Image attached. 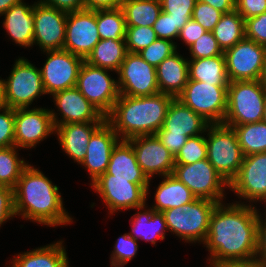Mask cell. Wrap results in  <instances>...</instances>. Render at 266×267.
Returning <instances> with one entry per match:
<instances>
[{"instance_id":"37","label":"cell","mask_w":266,"mask_h":267,"mask_svg":"<svg viewBox=\"0 0 266 267\" xmlns=\"http://www.w3.org/2000/svg\"><path fill=\"white\" fill-rule=\"evenodd\" d=\"M207 158L206 137L202 134L189 137L175 156V164H193Z\"/></svg>"},{"instance_id":"38","label":"cell","mask_w":266,"mask_h":267,"mask_svg":"<svg viewBox=\"0 0 266 267\" xmlns=\"http://www.w3.org/2000/svg\"><path fill=\"white\" fill-rule=\"evenodd\" d=\"M197 0H160L162 11L175 21L179 31L192 18Z\"/></svg>"},{"instance_id":"33","label":"cell","mask_w":266,"mask_h":267,"mask_svg":"<svg viewBox=\"0 0 266 267\" xmlns=\"http://www.w3.org/2000/svg\"><path fill=\"white\" fill-rule=\"evenodd\" d=\"M244 27L245 20L236 10L221 16L212 32L223 52L245 37Z\"/></svg>"},{"instance_id":"1","label":"cell","mask_w":266,"mask_h":267,"mask_svg":"<svg viewBox=\"0 0 266 267\" xmlns=\"http://www.w3.org/2000/svg\"><path fill=\"white\" fill-rule=\"evenodd\" d=\"M245 202L218 203L204 245L208 263L250 260L256 256L259 211Z\"/></svg>"},{"instance_id":"19","label":"cell","mask_w":266,"mask_h":267,"mask_svg":"<svg viewBox=\"0 0 266 267\" xmlns=\"http://www.w3.org/2000/svg\"><path fill=\"white\" fill-rule=\"evenodd\" d=\"M55 132L50 109H15V146L30 149Z\"/></svg>"},{"instance_id":"8","label":"cell","mask_w":266,"mask_h":267,"mask_svg":"<svg viewBox=\"0 0 266 267\" xmlns=\"http://www.w3.org/2000/svg\"><path fill=\"white\" fill-rule=\"evenodd\" d=\"M227 88L228 86L188 80L177 99L209 124H221L226 115Z\"/></svg>"},{"instance_id":"9","label":"cell","mask_w":266,"mask_h":267,"mask_svg":"<svg viewBox=\"0 0 266 267\" xmlns=\"http://www.w3.org/2000/svg\"><path fill=\"white\" fill-rule=\"evenodd\" d=\"M90 185L103 199L112 215L116 211L147 205L150 184H136L131 179L112 178V174L105 172Z\"/></svg>"},{"instance_id":"36","label":"cell","mask_w":266,"mask_h":267,"mask_svg":"<svg viewBox=\"0 0 266 267\" xmlns=\"http://www.w3.org/2000/svg\"><path fill=\"white\" fill-rule=\"evenodd\" d=\"M15 145L0 148V185L14 188L23 169L28 165L18 157Z\"/></svg>"},{"instance_id":"55","label":"cell","mask_w":266,"mask_h":267,"mask_svg":"<svg viewBox=\"0 0 266 267\" xmlns=\"http://www.w3.org/2000/svg\"><path fill=\"white\" fill-rule=\"evenodd\" d=\"M216 267H262L261 264L255 259L243 261H225L213 263Z\"/></svg>"},{"instance_id":"29","label":"cell","mask_w":266,"mask_h":267,"mask_svg":"<svg viewBox=\"0 0 266 267\" xmlns=\"http://www.w3.org/2000/svg\"><path fill=\"white\" fill-rule=\"evenodd\" d=\"M155 192V203L152 209L163 212L167 209L179 207L192 202L196 197L191 190L174 175H166Z\"/></svg>"},{"instance_id":"34","label":"cell","mask_w":266,"mask_h":267,"mask_svg":"<svg viewBox=\"0 0 266 267\" xmlns=\"http://www.w3.org/2000/svg\"><path fill=\"white\" fill-rule=\"evenodd\" d=\"M233 127L244 156L266 152V122L248 123Z\"/></svg>"},{"instance_id":"23","label":"cell","mask_w":266,"mask_h":267,"mask_svg":"<svg viewBox=\"0 0 266 267\" xmlns=\"http://www.w3.org/2000/svg\"><path fill=\"white\" fill-rule=\"evenodd\" d=\"M104 122L68 123L55 127L62 150L81 164L85 159L90 137Z\"/></svg>"},{"instance_id":"3","label":"cell","mask_w":266,"mask_h":267,"mask_svg":"<svg viewBox=\"0 0 266 267\" xmlns=\"http://www.w3.org/2000/svg\"><path fill=\"white\" fill-rule=\"evenodd\" d=\"M173 99V96L161 92L141 97L119 95L106 121L121 140L155 135L162 128Z\"/></svg>"},{"instance_id":"13","label":"cell","mask_w":266,"mask_h":267,"mask_svg":"<svg viewBox=\"0 0 266 267\" xmlns=\"http://www.w3.org/2000/svg\"><path fill=\"white\" fill-rule=\"evenodd\" d=\"M117 74L120 95L141 97L159 93L156 68L138 53H127Z\"/></svg>"},{"instance_id":"5","label":"cell","mask_w":266,"mask_h":267,"mask_svg":"<svg viewBox=\"0 0 266 267\" xmlns=\"http://www.w3.org/2000/svg\"><path fill=\"white\" fill-rule=\"evenodd\" d=\"M218 202L195 198L192 202L162 212L167 229L185 242L204 243L210 217Z\"/></svg>"},{"instance_id":"56","label":"cell","mask_w":266,"mask_h":267,"mask_svg":"<svg viewBox=\"0 0 266 267\" xmlns=\"http://www.w3.org/2000/svg\"><path fill=\"white\" fill-rule=\"evenodd\" d=\"M22 0H0V16L6 12L10 7L20 3Z\"/></svg>"},{"instance_id":"50","label":"cell","mask_w":266,"mask_h":267,"mask_svg":"<svg viewBox=\"0 0 266 267\" xmlns=\"http://www.w3.org/2000/svg\"><path fill=\"white\" fill-rule=\"evenodd\" d=\"M261 217L262 216L260 213L255 259L261 264L262 267H266V215L264 220H262L263 218Z\"/></svg>"},{"instance_id":"6","label":"cell","mask_w":266,"mask_h":267,"mask_svg":"<svg viewBox=\"0 0 266 267\" xmlns=\"http://www.w3.org/2000/svg\"><path fill=\"white\" fill-rule=\"evenodd\" d=\"M205 132H208L206 136L207 160L230 184L236 177L245 157L238 143L236 132L233 127L223 123L209 124Z\"/></svg>"},{"instance_id":"32","label":"cell","mask_w":266,"mask_h":267,"mask_svg":"<svg viewBox=\"0 0 266 267\" xmlns=\"http://www.w3.org/2000/svg\"><path fill=\"white\" fill-rule=\"evenodd\" d=\"M120 7L127 27H153L162 12L160 0H122Z\"/></svg>"},{"instance_id":"28","label":"cell","mask_w":266,"mask_h":267,"mask_svg":"<svg viewBox=\"0 0 266 267\" xmlns=\"http://www.w3.org/2000/svg\"><path fill=\"white\" fill-rule=\"evenodd\" d=\"M144 208H147L146 205L136 208L141 211L132 216L130 220L132 228L129 235L136 240L140 238L155 245L156 240L165 239V232L168 230L165 218L161 212H155L152 208L143 210Z\"/></svg>"},{"instance_id":"25","label":"cell","mask_w":266,"mask_h":267,"mask_svg":"<svg viewBox=\"0 0 266 267\" xmlns=\"http://www.w3.org/2000/svg\"><path fill=\"white\" fill-rule=\"evenodd\" d=\"M188 61L176 51L156 67L159 92L177 98L189 79Z\"/></svg>"},{"instance_id":"49","label":"cell","mask_w":266,"mask_h":267,"mask_svg":"<svg viewBox=\"0 0 266 267\" xmlns=\"http://www.w3.org/2000/svg\"><path fill=\"white\" fill-rule=\"evenodd\" d=\"M205 32L207 31L191 18L180 30L178 39L183 40L189 48Z\"/></svg>"},{"instance_id":"2","label":"cell","mask_w":266,"mask_h":267,"mask_svg":"<svg viewBox=\"0 0 266 267\" xmlns=\"http://www.w3.org/2000/svg\"><path fill=\"white\" fill-rule=\"evenodd\" d=\"M13 196L16 216L49 227L73 222L63 207L59 187L30 164L23 169Z\"/></svg>"},{"instance_id":"59","label":"cell","mask_w":266,"mask_h":267,"mask_svg":"<svg viewBox=\"0 0 266 267\" xmlns=\"http://www.w3.org/2000/svg\"><path fill=\"white\" fill-rule=\"evenodd\" d=\"M262 121L266 122V99H265V109H264V112H263Z\"/></svg>"},{"instance_id":"31","label":"cell","mask_w":266,"mask_h":267,"mask_svg":"<svg viewBox=\"0 0 266 267\" xmlns=\"http://www.w3.org/2000/svg\"><path fill=\"white\" fill-rule=\"evenodd\" d=\"M127 53L125 40L100 39L84 61L117 73Z\"/></svg>"},{"instance_id":"51","label":"cell","mask_w":266,"mask_h":267,"mask_svg":"<svg viewBox=\"0 0 266 267\" xmlns=\"http://www.w3.org/2000/svg\"><path fill=\"white\" fill-rule=\"evenodd\" d=\"M38 2L66 13L85 9L84 0H38Z\"/></svg>"},{"instance_id":"10","label":"cell","mask_w":266,"mask_h":267,"mask_svg":"<svg viewBox=\"0 0 266 267\" xmlns=\"http://www.w3.org/2000/svg\"><path fill=\"white\" fill-rule=\"evenodd\" d=\"M185 184L196 198L222 203L225 187L229 184L206 159L193 164H175L173 173Z\"/></svg>"},{"instance_id":"11","label":"cell","mask_w":266,"mask_h":267,"mask_svg":"<svg viewBox=\"0 0 266 267\" xmlns=\"http://www.w3.org/2000/svg\"><path fill=\"white\" fill-rule=\"evenodd\" d=\"M108 71L111 70L92 66L84 61L76 83V88L105 117L111 113L120 95L117 80Z\"/></svg>"},{"instance_id":"35","label":"cell","mask_w":266,"mask_h":267,"mask_svg":"<svg viewBox=\"0 0 266 267\" xmlns=\"http://www.w3.org/2000/svg\"><path fill=\"white\" fill-rule=\"evenodd\" d=\"M96 22L100 39L125 40L127 26L121 7L96 10Z\"/></svg>"},{"instance_id":"21","label":"cell","mask_w":266,"mask_h":267,"mask_svg":"<svg viewBox=\"0 0 266 267\" xmlns=\"http://www.w3.org/2000/svg\"><path fill=\"white\" fill-rule=\"evenodd\" d=\"M120 140L107 121L90 137L85 159L80 165L89 171L91 183L107 171L112 150Z\"/></svg>"},{"instance_id":"48","label":"cell","mask_w":266,"mask_h":267,"mask_svg":"<svg viewBox=\"0 0 266 267\" xmlns=\"http://www.w3.org/2000/svg\"><path fill=\"white\" fill-rule=\"evenodd\" d=\"M235 10L244 20L266 12V0H237Z\"/></svg>"},{"instance_id":"12","label":"cell","mask_w":266,"mask_h":267,"mask_svg":"<svg viewBox=\"0 0 266 267\" xmlns=\"http://www.w3.org/2000/svg\"><path fill=\"white\" fill-rule=\"evenodd\" d=\"M229 82L264 80L265 47L244 37L224 51Z\"/></svg>"},{"instance_id":"58","label":"cell","mask_w":266,"mask_h":267,"mask_svg":"<svg viewBox=\"0 0 266 267\" xmlns=\"http://www.w3.org/2000/svg\"><path fill=\"white\" fill-rule=\"evenodd\" d=\"M265 47V61H264V81L266 82V45Z\"/></svg>"},{"instance_id":"26","label":"cell","mask_w":266,"mask_h":267,"mask_svg":"<svg viewBox=\"0 0 266 267\" xmlns=\"http://www.w3.org/2000/svg\"><path fill=\"white\" fill-rule=\"evenodd\" d=\"M106 172L112 174V178L131 179L136 184H150L151 181L143 173L127 140H120L113 148Z\"/></svg>"},{"instance_id":"22","label":"cell","mask_w":266,"mask_h":267,"mask_svg":"<svg viewBox=\"0 0 266 267\" xmlns=\"http://www.w3.org/2000/svg\"><path fill=\"white\" fill-rule=\"evenodd\" d=\"M209 123L177 98L170 103L162 128L155 135L194 137L205 134Z\"/></svg>"},{"instance_id":"24","label":"cell","mask_w":266,"mask_h":267,"mask_svg":"<svg viewBox=\"0 0 266 267\" xmlns=\"http://www.w3.org/2000/svg\"><path fill=\"white\" fill-rule=\"evenodd\" d=\"M34 4H26L23 0L10 7L4 15L3 26L10 39L20 47H32L34 35Z\"/></svg>"},{"instance_id":"27","label":"cell","mask_w":266,"mask_h":267,"mask_svg":"<svg viewBox=\"0 0 266 267\" xmlns=\"http://www.w3.org/2000/svg\"><path fill=\"white\" fill-rule=\"evenodd\" d=\"M63 241L19 253L14 257L11 267H69Z\"/></svg>"},{"instance_id":"39","label":"cell","mask_w":266,"mask_h":267,"mask_svg":"<svg viewBox=\"0 0 266 267\" xmlns=\"http://www.w3.org/2000/svg\"><path fill=\"white\" fill-rule=\"evenodd\" d=\"M157 39L153 27H127L125 43L129 53H138Z\"/></svg>"},{"instance_id":"43","label":"cell","mask_w":266,"mask_h":267,"mask_svg":"<svg viewBox=\"0 0 266 267\" xmlns=\"http://www.w3.org/2000/svg\"><path fill=\"white\" fill-rule=\"evenodd\" d=\"M0 112V148H6L15 145V109L3 106Z\"/></svg>"},{"instance_id":"42","label":"cell","mask_w":266,"mask_h":267,"mask_svg":"<svg viewBox=\"0 0 266 267\" xmlns=\"http://www.w3.org/2000/svg\"><path fill=\"white\" fill-rule=\"evenodd\" d=\"M190 56L193 59L210 58L224 55L219 47L217 40L214 38L213 32H205L190 47Z\"/></svg>"},{"instance_id":"30","label":"cell","mask_w":266,"mask_h":267,"mask_svg":"<svg viewBox=\"0 0 266 267\" xmlns=\"http://www.w3.org/2000/svg\"><path fill=\"white\" fill-rule=\"evenodd\" d=\"M188 70V80H196L214 86L229 85L224 55L189 60Z\"/></svg>"},{"instance_id":"60","label":"cell","mask_w":266,"mask_h":267,"mask_svg":"<svg viewBox=\"0 0 266 267\" xmlns=\"http://www.w3.org/2000/svg\"><path fill=\"white\" fill-rule=\"evenodd\" d=\"M208 267H216L213 263H210Z\"/></svg>"},{"instance_id":"52","label":"cell","mask_w":266,"mask_h":267,"mask_svg":"<svg viewBox=\"0 0 266 267\" xmlns=\"http://www.w3.org/2000/svg\"><path fill=\"white\" fill-rule=\"evenodd\" d=\"M163 145L174 155L180 151L181 147L186 143L188 136L176 135H156Z\"/></svg>"},{"instance_id":"4","label":"cell","mask_w":266,"mask_h":267,"mask_svg":"<svg viewBox=\"0 0 266 267\" xmlns=\"http://www.w3.org/2000/svg\"><path fill=\"white\" fill-rule=\"evenodd\" d=\"M265 99L266 82L264 80L229 82L223 124L239 126L262 121Z\"/></svg>"},{"instance_id":"20","label":"cell","mask_w":266,"mask_h":267,"mask_svg":"<svg viewBox=\"0 0 266 267\" xmlns=\"http://www.w3.org/2000/svg\"><path fill=\"white\" fill-rule=\"evenodd\" d=\"M57 111L50 110L54 127L68 123L105 122L106 117L95 108L76 88H69L52 95ZM60 119V120H59Z\"/></svg>"},{"instance_id":"17","label":"cell","mask_w":266,"mask_h":267,"mask_svg":"<svg viewBox=\"0 0 266 267\" xmlns=\"http://www.w3.org/2000/svg\"><path fill=\"white\" fill-rule=\"evenodd\" d=\"M67 14L44 4L34 2V35L33 45L41 51L63 50Z\"/></svg>"},{"instance_id":"16","label":"cell","mask_w":266,"mask_h":267,"mask_svg":"<svg viewBox=\"0 0 266 267\" xmlns=\"http://www.w3.org/2000/svg\"><path fill=\"white\" fill-rule=\"evenodd\" d=\"M99 41L96 10L83 9L67 14L63 50L85 60Z\"/></svg>"},{"instance_id":"7","label":"cell","mask_w":266,"mask_h":267,"mask_svg":"<svg viewBox=\"0 0 266 267\" xmlns=\"http://www.w3.org/2000/svg\"><path fill=\"white\" fill-rule=\"evenodd\" d=\"M3 81L4 106L17 109L28 108L32 102L45 95L40 69L28 59H16L13 69Z\"/></svg>"},{"instance_id":"41","label":"cell","mask_w":266,"mask_h":267,"mask_svg":"<svg viewBox=\"0 0 266 267\" xmlns=\"http://www.w3.org/2000/svg\"><path fill=\"white\" fill-rule=\"evenodd\" d=\"M137 242L138 241L130 236L129 233L121 235L116 240L114 249L111 253V267H123L132 260L139 249Z\"/></svg>"},{"instance_id":"47","label":"cell","mask_w":266,"mask_h":267,"mask_svg":"<svg viewBox=\"0 0 266 267\" xmlns=\"http://www.w3.org/2000/svg\"><path fill=\"white\" fill-rule=\"evenodd\" d=\"M16 216L13 189L0 185V227L7 220Z\"/></svg>"},{"instance_id":"45","label":"cell","mask_w":266,"mask_h":267,"mask_svg":"<svg viewBox=\"0 0 266 267\" xmlns=\"http://www.w3.org/2000/svg\"><path fill=\"white\" fill-rule=\"evenodd\" d=\"M245 37L266 45V12L245 20Z\"/></svg>"},{"instance_id":"15","label":"cell","mask_w":266,"mask_h":267,"mask_svg":"<svg viewBox=\"0 0 266 267\" xmlns=\"http://www.w3.org/2000/svg\"><path fill=\"white\" fill-rule=\"evenodd\" d=\"M228 189L250 204L255 201L266 203V152L245 156Z\"/></svg>"},{"instance_id":"44","label":"cell","mask_w":266,"mask_h":267,"mask_svg":"<svg viewBox=\"0 0 266 267\" xmlns=\"http://www.w3.org/2000/svg\"><path fill=\"white\" fill-rule=\"evenodd\" d=\"M222 15V12L209 4L197 1L193 9L192 19L199 23L206 31L212 32Z\"/></svg>"},{"instance_id":"18","label":"cell","mask_w":266,"mask_h":267,"mask_svg":"<svg viewBox=\"0 0 266 267\" xmlns=\"http://www.w3.org/2000/svg\"><path fill=\"white\" fill-rule=\"evenodd\" d=\"M133 147L136 160L149 180L155 175H171L175 156L156 135L137 136L127 140Z\"/></svg>"},{"instance_id":"14","label":"cell","mask_w":266,"mask_h":267,"mask_svg":"<svg viewBox=\"0 0 266 267\" xmlns=\"http://www.w3.org/2000/svg\"><path fill=\"white\" fill-rule=\"evenodd\" d=\"M44 52L48 56L40 73L46 94L53 95L76 87L78 73L84 59L66 50Z\"/></svg>"},{"instance_id":"54","label":"cell","mask_w":266,"mask_h":267,"mask_svg":"<svg viewBox=\"0 0 266 267\" xmlns=\"http://www.w3.org/2000/svg\"><path fill=\"white\" fill-rule=\"evenodd\" d=\"M202 3L209 4L223 14L230 13L235 10V0H197Z\"/></svg>"},{"instance_id":"53","label":"cell","mask_w":266,"mask_h":267,"mask_svg":"<svg viewBox=\"0 0 266 267\" xmlns=\"http://www.w3.org/2000/svg\"><path fill=\"white\" fill-rule=\"evenodd\" d=\"M122 0H84L85 9H113L121 6Z\"/></svg>"},{"instance_id":"46","label":"cell","mask_w":266,"mask_h":267,"mask_svg":"<svg viewBox=\"0 0 266 267\" xmlns=\"http://www.w3.org/2000/svg\"><path fill=\"white\" fill-rule=\"evenodd\" d=\"M157 38L173 41L179 36V29L175 26V21L165 12H161L153 25Z\"/></svg>"},{"instance_id":"40","label":"cell","mask_w":266,"mask_h":267,"mask_svg":"<svg viewBox=\"0 0 266 267\" xmlns=\"http://www.w3.org/2000/svg\"><path fill=\"white\" fill-rule=\"evenodd\" d=\"M176 51V42L157 38L148 47L138 52V55L156 68L165 58Z\"/></svg>"},{"instance_id":"57","label":"cell","mask_w":266,"mask_h":267,"mask_svg":"<svg viewBox=\"0 0 266 267\" xmlns=\"http://www.w3.org/2000/svg\"><path fill=\"white\" fill-rule=\"evenodd\" d=\"M4 106L3 102V81L2 78L0 79V107Z\"/></svg>"}]
</instances>
